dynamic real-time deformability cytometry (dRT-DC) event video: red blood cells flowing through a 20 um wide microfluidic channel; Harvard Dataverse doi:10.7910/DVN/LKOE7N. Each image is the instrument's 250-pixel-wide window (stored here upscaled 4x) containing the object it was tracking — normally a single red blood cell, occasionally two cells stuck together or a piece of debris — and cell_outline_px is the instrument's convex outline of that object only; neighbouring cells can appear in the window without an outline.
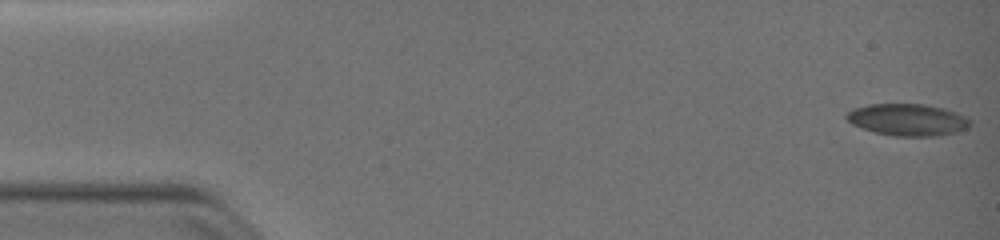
{"species": "common noctule bat (a hibernating species)", "species_latin": "Nyctalus noctula", "temperature_condition": "warm", "stored_images_in_passage": 51, "camera_frame_rate_fps": 3000, "um_per_image_px": 0.085, "animal": {"sex": "female", "body_mass_g": 19.0, "forearm_length_mm": 51.5}, "frame": {"image": 1, "passage_image": 1, "time_ms": 0.0, "image_size_px": [1000, 240], "cell_outline_px": [[972, 124], [968, 128], [956, 132], [936, 136], [896, 136], [876, 132], [852, 124], [844, 116], [852, 108], [868, 104], [924, 104], [944, 108], [956, 112], [972, 120]], "centroid_in_image_um": [77.18, 10.17], "position_along_channel_um": 7.8, "area_um2": 23.0}}
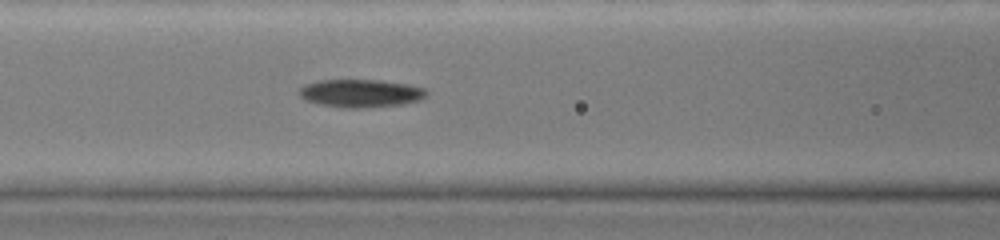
{"frame": {"image": 2, "passage_image": 22, "time_ms": 7.0, "image_size_px": [1000, 240], "cell_outline_px": [[428, 96], [420, 100], [404, 104], [364, 108], [340, 108], [320, 104], [304, 100], [300, 96], [300, 88], [304, 84], [320, 80], [380, 80], [408, 84], [424, 88], [428, 92]], "centroid_in_image_um": [30.68, 7.93], "position_along_channel_um": 135.9, "area_um2": 20.98}}
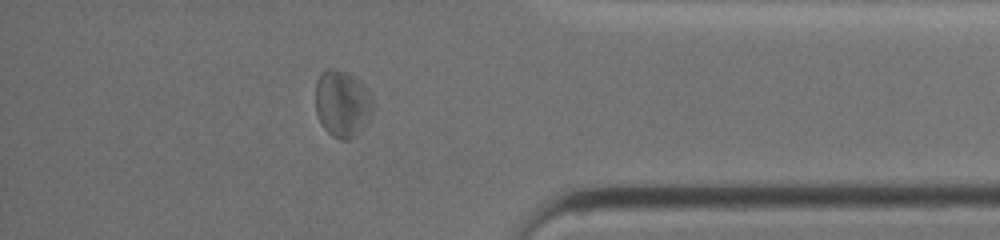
{"frame": {"image": 3, "passage_image": 44, "time_ms": 14.333, "image_size_px": [1000, 240], "cell_outline_px": [[372, 112], [368, 120], [360, 132], [356, 136], [348, 140], [340, 140], [332, 136], [324, 128], [316, 112], [316, 80], [320, 72], [328, 68], [336, 68], [360, 80], [372, 96]], "centroid_in_image_um": [29.09, 8.81], "position_along_channel_um": 406.1, "area_um2": 22.48}, "authors_computed_cell_mechanics": {"area_um2": 21.097, "velocity_mm_per_s": 3.8317, "shape_relaxation_time_tau1_ms": null, "shape_relaxation_time_tau2_ms": 2.0758, "deformation_change_tau1": null, "deformation_change_tau2": 0.0841}}